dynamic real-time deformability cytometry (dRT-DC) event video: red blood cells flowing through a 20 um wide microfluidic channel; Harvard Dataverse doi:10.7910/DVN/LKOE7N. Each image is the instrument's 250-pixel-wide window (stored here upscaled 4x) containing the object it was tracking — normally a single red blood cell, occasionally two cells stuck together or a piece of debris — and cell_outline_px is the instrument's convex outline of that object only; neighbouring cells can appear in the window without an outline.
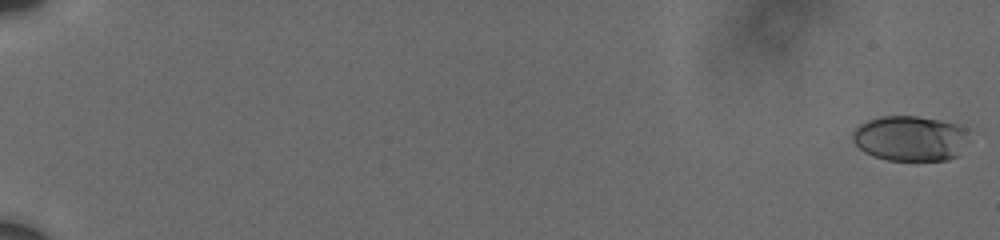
{"species": "human", "species_latin": "Homo sapiens", "temperature_condition": "cold", "stored_images_in_passage": 38, "camera_frame_rate_fps": 3000, "um_per_image_px": 0.085, "donor": {"sex": "male"}, "frame": {"image": 1, "passage_image": 1, "time_ms": 0.0, "image_size_px": [1000, 240], "cell_outline_px": [[968, 132], [956, 156], [948, 160], [888, 160], [872, 156], [864, 152], [852, 140], [852, 132], [860, 124], [868, 120], [880, 116], [916, 116], [956, 124], [968, 128]], "centroid_in_image_um": [77.31, 11.76], "position_along_channel_um": 7.7, "area_um2": 30.35}}
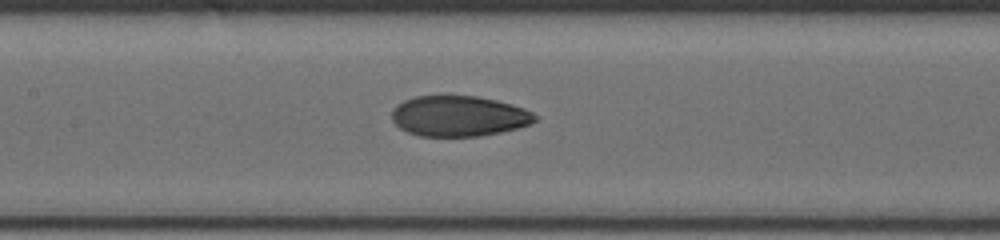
{"frame": {"image": 2, "passage_image": 21, "time_ms": 10.333, "image_size_px": [1000, 240], "cell_outline_px": [[540, 116], [532, 124], [500, 132], [480, 136], [420, 136], [408, 132], [400, 128], [392, 120], [392, 108], [396, 104], [404, 100], [416, 96], [476, 96], [496, 100], [524, 108]], "centroid_in_image_um": [39.0, 9.87], "position_along_channel_um": 168.4, "area_um2": 33.93}}
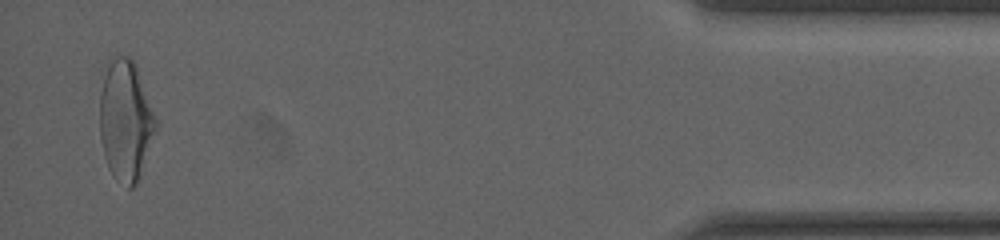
{"frame": {"image": 3, "passage_image": 38, "time_ms": 19.0, "image_size_px": [1000, 240], "cell_outline_px": [[156, 128], [136, 184], [132, 188], [128, 188], [116, 180], [112, 176], [108, 168], [104, 156], [100, 140], [100, 92], [104, 64], [120, 56], [128, 56], [132, 60], [136, 68], [156, 120]], "centroid_in_image_um": [10.61, 10.26], "position_along_channel_um": 424.6, "area_um2": 38.84}, "authors_computed_cell_mechanics": {"area_um2": 33.7263, "velocity_mm_per_s": 3.7176, "shape_relaxation_time_tau1_ms": 4.7647, "shape_relaxation_time_tau2_ms": 1.5869, "deformation_change_tau1": 0.1569, "deformation_change_tau2": 0.0681}}